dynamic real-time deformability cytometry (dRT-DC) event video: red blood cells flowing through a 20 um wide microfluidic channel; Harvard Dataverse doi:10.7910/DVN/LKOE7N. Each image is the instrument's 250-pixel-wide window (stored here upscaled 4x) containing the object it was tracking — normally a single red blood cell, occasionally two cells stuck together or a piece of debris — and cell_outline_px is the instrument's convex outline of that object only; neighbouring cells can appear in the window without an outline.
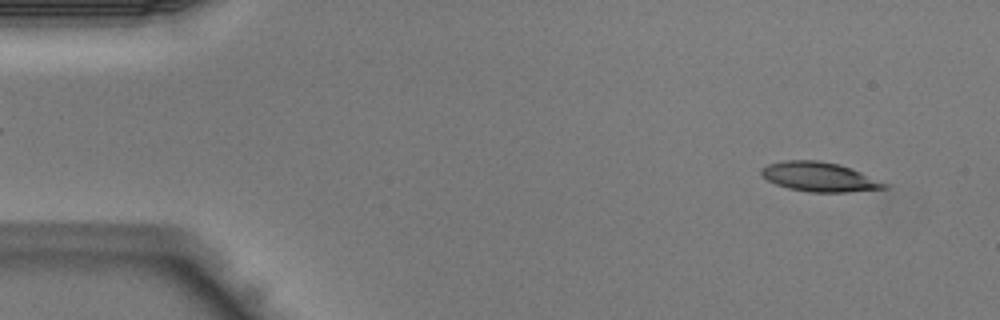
{"species": "Egyptian fruit bat (a non-hibernating species)", "species_latin": "Rousettus aegyptiacus", "temperature_condition": "warm", "stored_images_in_passage": 42, "camera_frame_rate_fps": 3000, "um_per_image_px": 0.085, "animal": {"sex": "male"}, "frame": {"image": 1, "passage_image": 3, "time_ms": 0.667, "image_size_px": [1000, 320], "cell_outline_px": [[892, 184], [888, 188], [848, 192], [808, 192], [788, 188], [776, 184], [768, 180], [760, 172], [760, 168], [768, 164], [784, 160], [820, 160], [840, 164], [852, 168]], "centroid_in_image_um": [69.71, 15.03], "position_along_channel_um": 15.3, "area_um2": 21.44}}
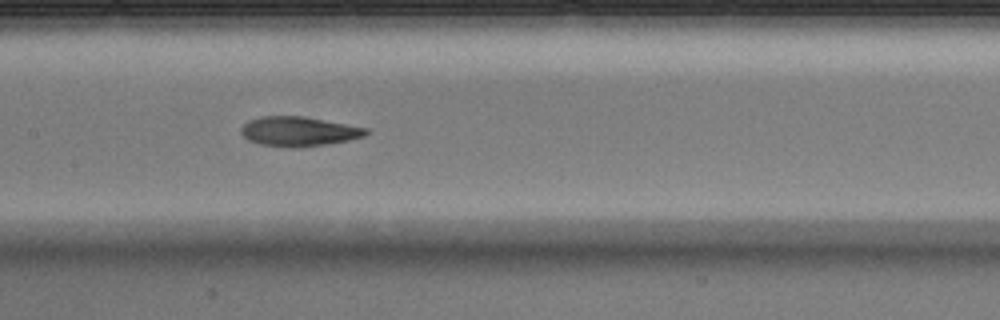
{"frame": {"image": 2, "passage_image": 20, "time_ms": 6.333, "image_size_px": [1000, 320], "cell_outline_px": [[368, 132], [364, 136], [348, 140], [324, 144], [260, 144], [248, 140], [240, 132], [240, 128], [248, 120], [260, 116], [304, 116], [368, 128]], "centroid_in_image_um": [25.38, 11.1], "position_along_channel_um": 182.0, "area_um2": 20.52}}
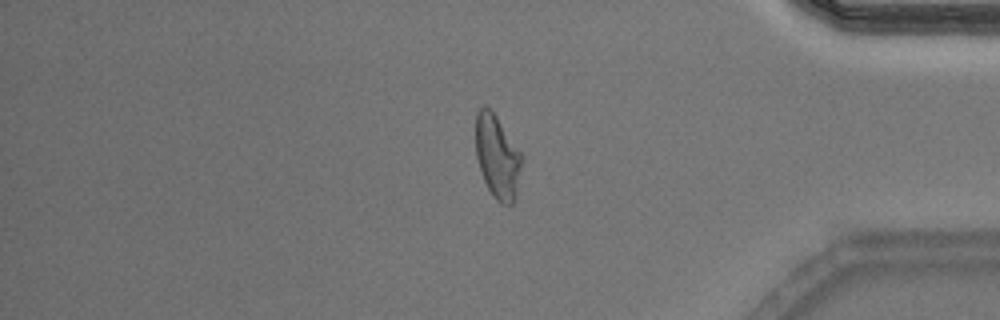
{"frame": {"image": 3, "passage_image": 35, "time_ms": 11.333, "image_size_px": [1000, 320], "cell_outline_px": [[524, 160], [516, 196], [512, 204], [500, 204], [492, 196], [484, 180], [476, 156], [476, 112], [480, 108], [488, 108], [496, 116], [524, 156]], "centroid_in_image_um": [42.31, 13.37], "position_along_channel_um": 392.9, "area_um2": 22.48}}